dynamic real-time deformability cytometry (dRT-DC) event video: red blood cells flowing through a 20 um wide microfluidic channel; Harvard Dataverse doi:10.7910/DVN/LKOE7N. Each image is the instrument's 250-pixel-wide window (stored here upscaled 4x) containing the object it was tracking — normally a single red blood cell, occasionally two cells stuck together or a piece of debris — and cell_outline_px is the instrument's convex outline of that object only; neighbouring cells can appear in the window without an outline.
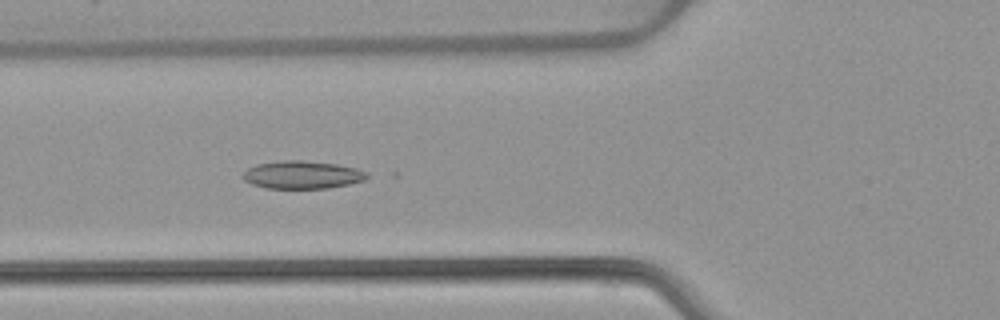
{"species": "common noctule bat (a hibernating species)", "species_latin": "Nyctalus noctula", "temperature_condition": "warm", "stored_images_in_passage": 53, "camera_frame_rate_fps": 3000, "um_per_image_px": 0.085, "animal": {"sex": "female", "body_mass_g": 22.7, "forearm_length_mm": 54.2}, "frame": {"image": 1, "passage_image": 20, "time_ms": 6.333, "image_size_px": [1000, 320], "cell_outline_px": [[368, 176], [364, 180], [348, 184], [328, 188], [264, 188], [252, 184], [244, 180], [240, 176], [248, 168], [256, 164], [284, 160], [300, 160], [336, 164], [356, 168], [368, 172]], "centroid_in_image_um": [25.66, 14.86], "position_along_channel_um": 100.1, "area_um2": 20.11}}
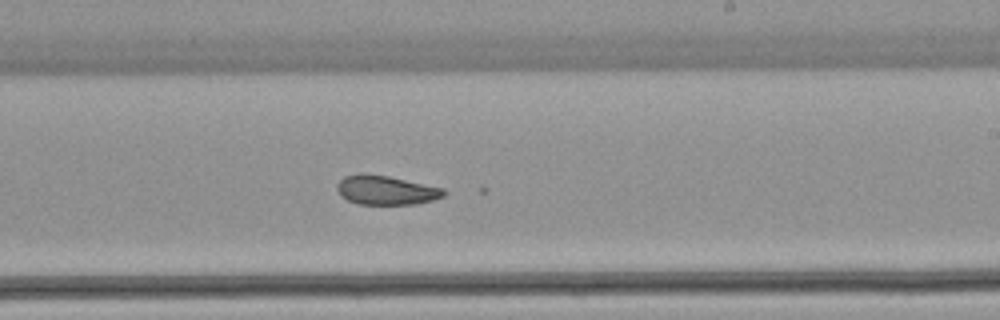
{"frame": {"image": 2, "passage_image": 32, "time_ms": 10.333, "image_size_px": [1000, 320], "cell_outline_px": [[448, 192], [444, 196], [432, 200], [416, 204], [356, 204], [340, 196], [336, 188], [336, 184], [344, 176], [388, 176], [444, 188]], "centroid_in_image_um": [32.85, 16.2], "position_along_channel_um": 256.1, "area_um2": 17.74}}
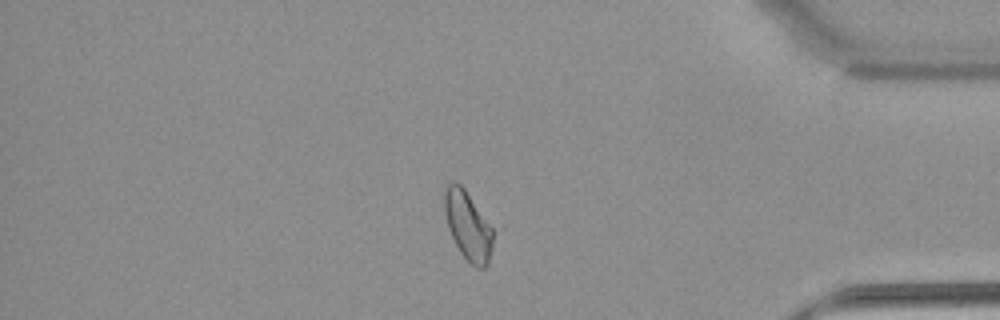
{"frame": {"image": 3, "passage_image": 45, "time_ms": 14.667, "image_size_px": [1000, 320], "cell_outline_px": [[496, 228], [492, 248], [488, 264], [484, 268], [476, 268], [460, 252], [448, 228], [444, 212], [444, 192], [448, 184], [452, 180], [456, 180], [464, 188]], "centroid_in_image_um": [39.82, 19.15], "position_along_channel_um": 395.4, "area_um2": 20.06}, "authors_computed_cell_mechanics": {"area_um2": 20.4034, "velocity_mm_per_s": 3.9361, "shape_relaxation_time_tau1_ms": null, "shape_relaxation_time_tau2_ms": 2.492, "deformation_change_tau1": null, "deformation_change_tau2": 0.0689}}